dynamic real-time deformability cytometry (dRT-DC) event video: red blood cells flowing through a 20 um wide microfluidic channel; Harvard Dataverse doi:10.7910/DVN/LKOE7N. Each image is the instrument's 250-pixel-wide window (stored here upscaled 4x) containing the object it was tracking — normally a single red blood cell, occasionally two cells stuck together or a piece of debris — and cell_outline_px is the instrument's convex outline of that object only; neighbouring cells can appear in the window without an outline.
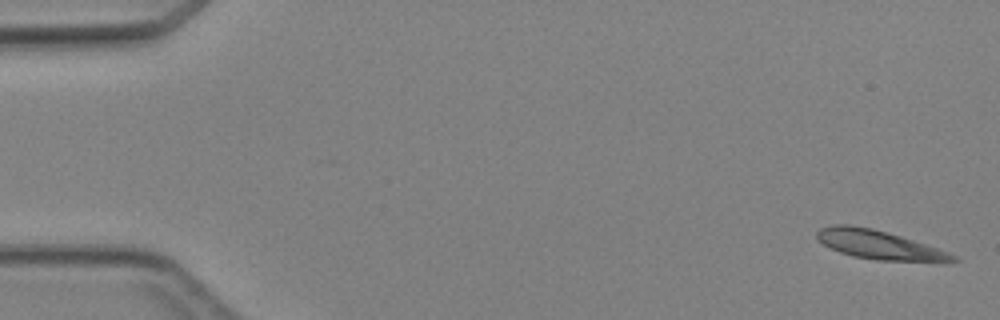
{"species": "Egyptian fruit bat (a non-hibernating species)", "species_latin": "Rousettus aegyptiacus", "temperature_condition": "cold", "stored_images_in_passage": 5, "camera_frame_rate_fps": 3000, "um_per_image_px": 0.085, "animal": {"sex": "female"}, "frame": {"image": 1, "passage_image": 1, "time_ms": 0.0, "image_size_px": [1000, 320], "cell_outline_px": [[960, 260], [880, 260], [852, 256], [840, 252], [824, 244], [816, 236], [816, 232], [820, 228], [832, 224], [852, 224], [872, 228], [900, 236], [948, 252], [956, 256]], "centroid_in_image_um": [74.59, 20.76], "position_along_channel_um": 10.4, "area_um2": 22.08}}
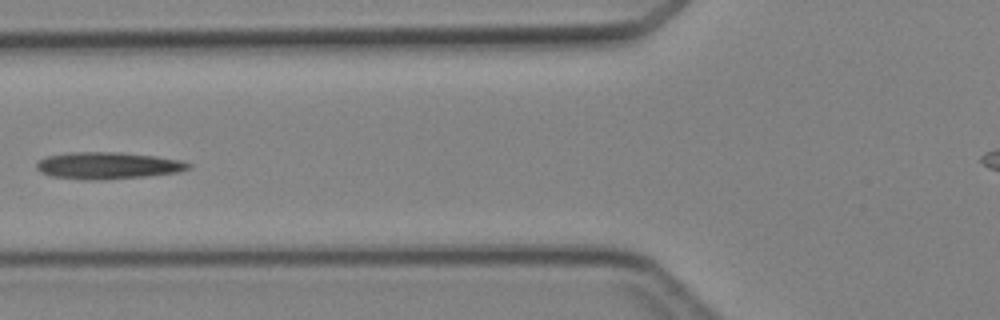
{"frame": {"image": 2, "passage_image": 5, "time_ms": 5.667, "image_size_px": [1000, 320], "cell_outline_px": [[192, 168], [180, 172], [148, 176], [100, 180], [84, 180], [52, 176], [40, 172], [36, 168], [36, 160], [44, 156], [68, 152], [120, 152], [156, 156], [180, 160], [192, 164]], "centroid_in_image_um": [9.15, 14.07], "position_along_channel_um": 116.7, "area_um2": 24.22}}